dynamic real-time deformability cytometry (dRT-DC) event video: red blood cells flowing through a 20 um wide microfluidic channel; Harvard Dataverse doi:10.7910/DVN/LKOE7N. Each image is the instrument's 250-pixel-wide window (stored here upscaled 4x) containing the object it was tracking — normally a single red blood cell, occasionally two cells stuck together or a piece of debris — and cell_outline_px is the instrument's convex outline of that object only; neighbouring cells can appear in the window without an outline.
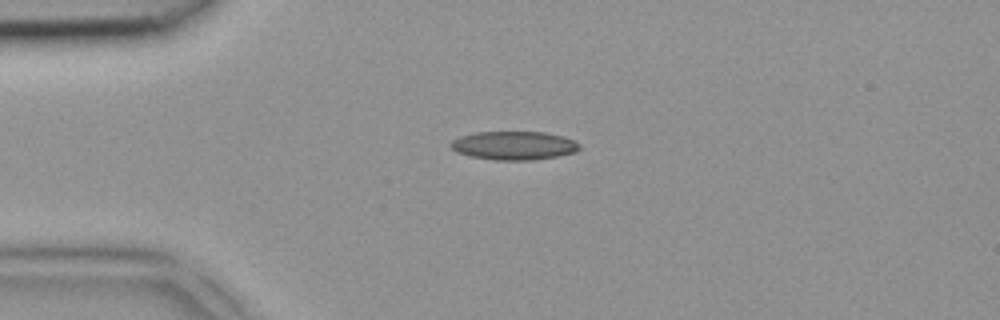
{"species": "common noctule bat (a hibernating species)", "species_latin": "Nyctalus noctula", "temperature_condition": "room temperature", "stored_images_in_passage": 4, "camera_frame_rate_fps": 3000, "um_per_image_px": 0.085, "animal": {"sex": "female", "body_mass_g": 18.4}, "frame": {"image": 1, "passage_image": 3, "time_ms": 0.667, "image_size_px": [1000, 320], "cell_outline_px": [[580, 148], [576, 152], [556, 156], [532, 160], [496, 160], [472, 156], [456, 152], [448, 144], [452, 140], [460, 136], [476, 132], [544, 132], [564, 136], [580, 144]], "centroid_in_image_um": [43.68, 12.36], "position_along_channel_um": 41.3, "area_um2": 21.39}}
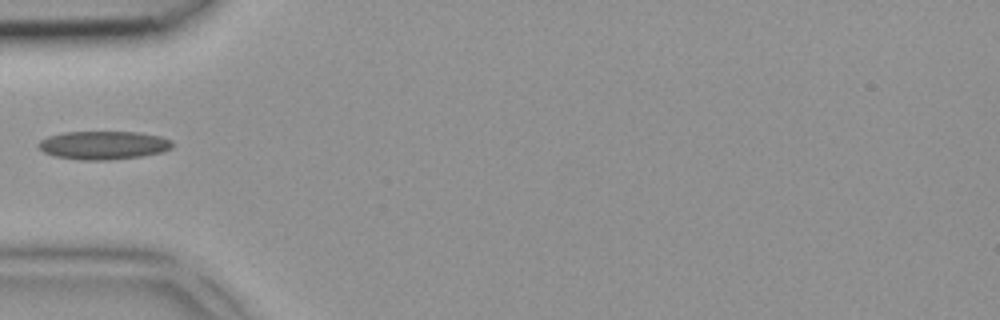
{"frame": {"image": 2, "passage_image": 4, "time_ms": 1.0, "image_size_px": [1000, 320], "cell_outline_px": [[172, 148], [164, 152], [144, 156], [108, 160], [80, 160], [56, 156], [44, 152], [36, 144], [40, 140], [48, 136], [64, 132], [136, 132], [160, 136], [172, 140]], "centroid_in_image_um": [8.82, 12.34], "position_along_channel_um": 76.2, "area_um2": 22.25}}